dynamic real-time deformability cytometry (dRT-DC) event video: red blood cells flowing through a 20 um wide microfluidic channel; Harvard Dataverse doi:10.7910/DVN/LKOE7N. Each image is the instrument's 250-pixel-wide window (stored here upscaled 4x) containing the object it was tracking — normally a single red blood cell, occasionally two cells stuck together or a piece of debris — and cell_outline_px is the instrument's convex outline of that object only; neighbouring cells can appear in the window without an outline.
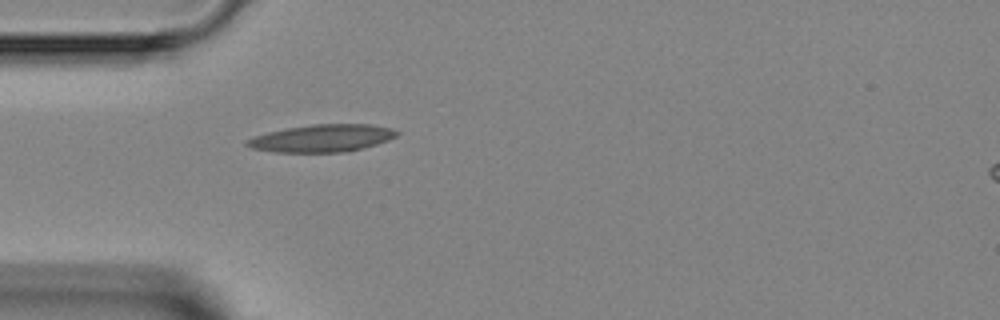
{"species": "Egyptian fruit bat (a non-hibernating species)", "species_latin": "Rousettus aegyptiacus", "temperature_condition": "room temperature", "stored_images_in_passage": 2, "camera_frame_rate_fps": 3000, "um_per_image_px": 0.085, "animal": {"sex": "female"}, "frame": {"image": 1, "passage_image": 2, "time_ms": 2.0, "image_size_px": [1000, 320], "cell_outline_px": [[400, 132], [396, 136], [388, 140], [376, 144], [348, 152], [272, 152], [252, 148], [244, 144], [244, 140], [252, 136], [268, 132], [288, 128], [312, 124], [368, 124], [392, 128]], "centroid_in_image_um": [27.34, 11.75], "position_along_channel_um": 57.7, "area_um2": 24.04}}